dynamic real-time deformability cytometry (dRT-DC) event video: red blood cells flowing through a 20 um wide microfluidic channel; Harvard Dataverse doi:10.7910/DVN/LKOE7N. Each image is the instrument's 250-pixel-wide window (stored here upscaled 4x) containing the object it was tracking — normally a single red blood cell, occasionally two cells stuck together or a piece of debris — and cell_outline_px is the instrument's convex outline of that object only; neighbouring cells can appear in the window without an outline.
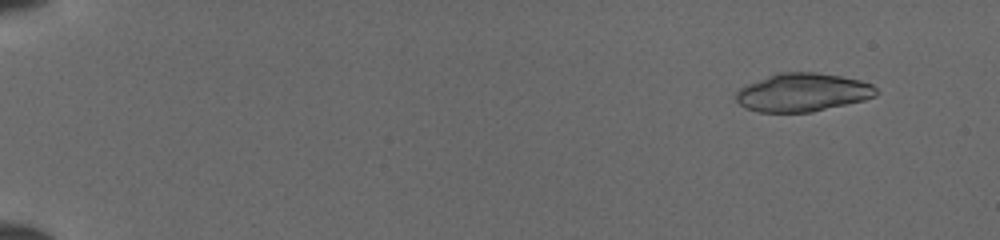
{"species": "common noctule bat (a hibernating species)", "species_latin": "Nyctalus noctula", "temperature_condition": "cold", "stored_images_in_passage": 48, "camera_frame_rate_fps": 3000, "um_per_image_px": 0.085, "animal": {"sex": "female", "body_mass_g": 19.5, "forearm_length_mm": 54.1}, "frame": {"image": 1, "passage_image": 3, "time_ms": 0.667, "image_size_px": [1000, 240], "cell_outline_px": [[880, 92], [876, 96], [864, 100], [812, 112], [760, 112], [748, 108], [740, 104], [736, 100], [736, 92], [740, 88], [748, 84], [768, 76], [780, 72], [816, 72], [840, 76], [860, 80], [872, 84]], "centroid_in_image_um": [68.27, 7.85], "position_along_channel_um": 16.7, "area_um2": 31.15}}
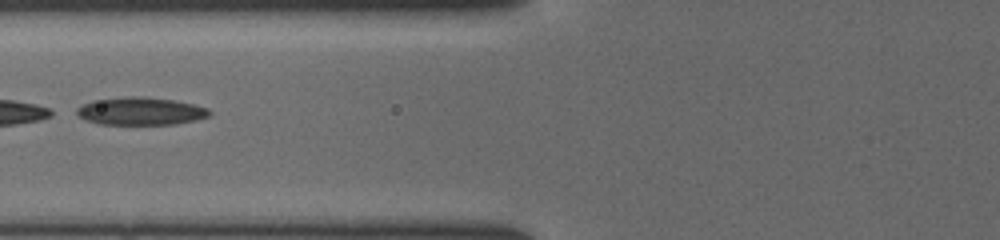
{"frame": {"image": 2, "passage_image": 21, "time_ms": 6.667, "image_size_px": [1000, 240], "cell_outline_px": [[212, 112], [208, 116], [196, 120], [176, 124], [100, 124], [84, 120], [76, 116], [76, 108], [92, 100], [124, 96], [140, 96], [172, 100], [192, 104], [208, 108]], "centroid_in_image_um": [11.9, 9.45], "position_along_channel_um": 113.9, "area_um2": 21.56}}